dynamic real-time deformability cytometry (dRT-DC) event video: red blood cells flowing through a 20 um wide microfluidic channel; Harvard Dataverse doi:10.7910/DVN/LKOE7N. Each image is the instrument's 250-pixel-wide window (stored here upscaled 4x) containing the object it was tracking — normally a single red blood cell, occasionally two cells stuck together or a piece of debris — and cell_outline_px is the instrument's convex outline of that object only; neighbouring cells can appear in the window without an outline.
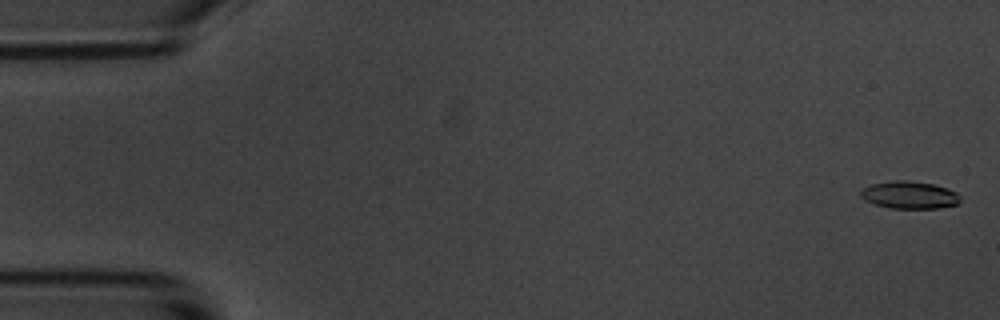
{"species": "common noctule bat (a hibernating species)", "species_latin": "Nyctalus noctula", "temperature_condition": "room temperature", "stored_images_in_passage": 57, "camera_frame_rate_fps": 3000, "um_per_image_px": 0.085, "animal": {"sex": "male", "body_mass_g": 20.1, "forearm_length_mm": 53.5}, "frame": {"image": 1, "passage_image": 2, "time_ms": 0.333, "image_size_px": [1000, 320], "cell_outline_px": [[960, 200], [956, 204], [940, 208], [892, 208], [876, 204], [864, 200], [860, 196], [860, 192], [864, 188], [872, 184], [896, 180], [904, 180], [932, 184], [948, 188], [956, 192], [960, 196]], "centroid_in_image_um": [77.31, 16.57], "position_along_channel_um": 7.7, "area_um2": 15.72}}
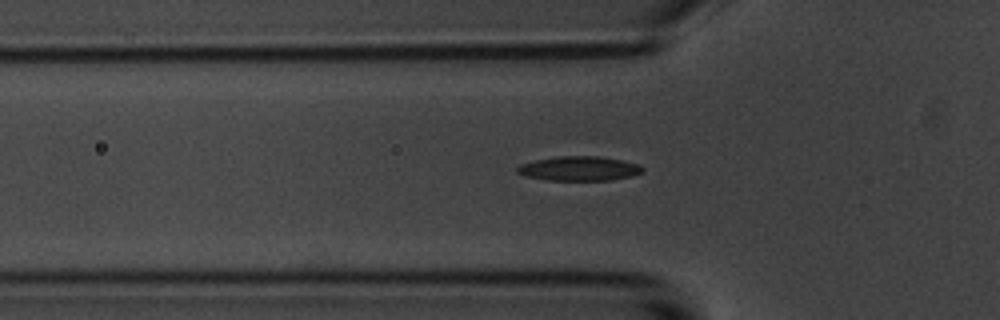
{"frame": {"image": 2, "passage_image": 19, "time_ms": 6.0, "image_size_px": [1000, 320], "cell_outline_px": [[644, 172], [632, 176], [612, 180], [548, 180], [524, 176], [516, 172], [516, 168], [520, 164], [536, 160], [556, 156], [600, 156], [640, 164], [644, 168]], "centroid_in_image_um": [49.24, 14.33], "position_along_channel_um": 76.6, "area_um2": 17.98}}
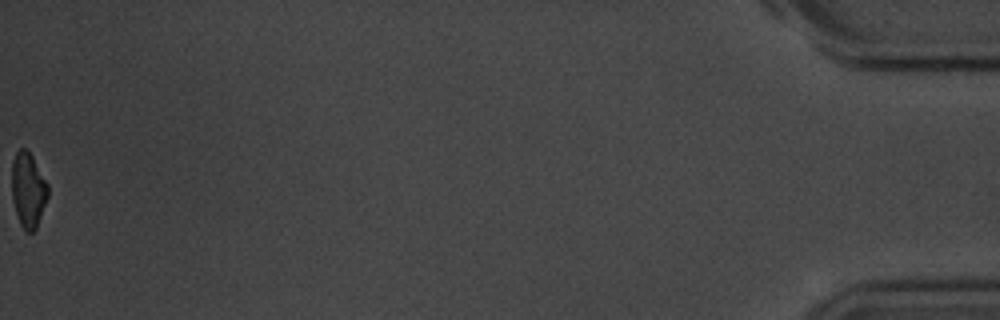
{"frame": {"image": 3, "passage_image": 57, "time_ms": 18.667, "image_size_px": [1000, 320], "cell_outline_px": [[48, 196], [36, 228], [32, 232], [24, 232], [20, 224], [12, 200], [12, 160], [16, 152], [20, 148], [24, 148], [32, 156], [48, 184]], "centroid_in_image_um": [2.38, 16.16], "position_along_channel_um": 432.8, "area_um2": 15.72}, "authors_computed_cell_mechanics": {"area_um2": 16.9354, "velocity_mm_per_s": 3.6127, "shape_relaxation_time_tau1_ms": 2.6704, "shape_relaxation_time_tau2_ms": null, "deformation_change_tau1": 0.1141, "deformation_change_tau2": null}}